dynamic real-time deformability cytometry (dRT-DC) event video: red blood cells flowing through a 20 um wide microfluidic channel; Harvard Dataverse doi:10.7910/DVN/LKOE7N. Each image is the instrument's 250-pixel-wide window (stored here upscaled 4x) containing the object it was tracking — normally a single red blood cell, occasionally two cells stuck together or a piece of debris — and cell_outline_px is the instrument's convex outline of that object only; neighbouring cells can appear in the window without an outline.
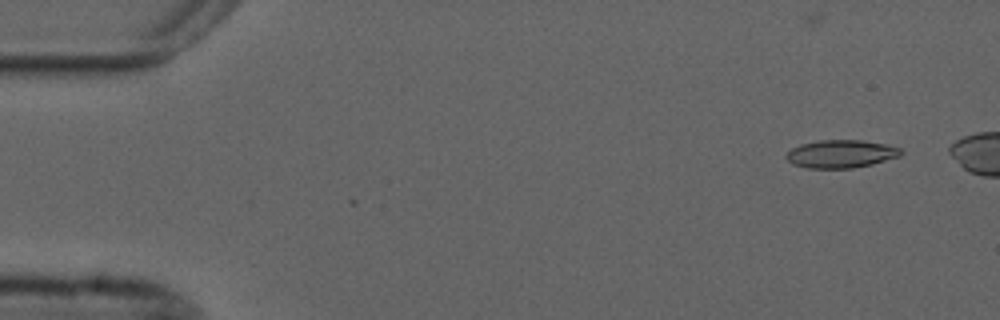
{"species": "common noctule bat (a hibernating species)", "species_latin": "Nyctalus noctula", "temperature_condition": "cold", "stored_images_in_passage": 3, "camera_frame_rate_fps": 3000, "um_per_image_px": 0.085, "animal": {"sex": "male", "forearm_length_mm": 52.5}, "frame": {"image": 1, "passage_image": 3, "time_ms": 0.667, "image_size_px": [1000, 320], "cell_outline_px": [[904, 152], [900, 156], [872, 164], [852, 168], [808, 168], [792, 164], [784, 156], [792, 148], [800, 144], [820, 140], [864, 140], [884, 144], [900, 148]], "centroid_in_image_um": [71.48, 13.08], "position_along_channel_um": 13.5, "area_um2": 18.67}}